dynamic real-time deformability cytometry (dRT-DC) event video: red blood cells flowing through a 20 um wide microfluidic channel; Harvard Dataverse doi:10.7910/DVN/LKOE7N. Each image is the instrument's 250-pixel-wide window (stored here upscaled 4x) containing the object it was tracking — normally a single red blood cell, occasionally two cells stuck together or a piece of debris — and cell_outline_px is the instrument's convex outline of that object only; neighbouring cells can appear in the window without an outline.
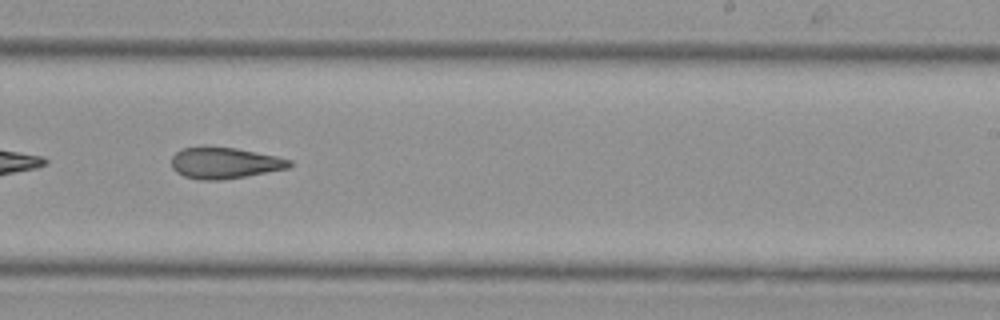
{"species": "Egyptian fruit bat (a non-hibernating species)", "species_latin": "Rousettus aegyptiacus", "temperature_condition": "cold", "stored_images_in_passage": 25, "camera_frame_rate_fps": 3000, "um_per_image_px": 0.085, "animal": {"sex": "female"}, "frame": {"image": 1, "passage_image": 15, "time_ms": 4.667, "image_size_px": [1000, 320], "cell_outline_px": [[292, 164], [288, 168], [244, 176], [220, 180], [200, 180], [184, 176], [176, 172], [172, 168], [172, 156], [180, 148], [236, 148], [276, 156], [292, 160]], "centroid_in_image_um": [19.08, 13.87], "position_along_channel_um": 269.9, "area_um2": 21.04}}
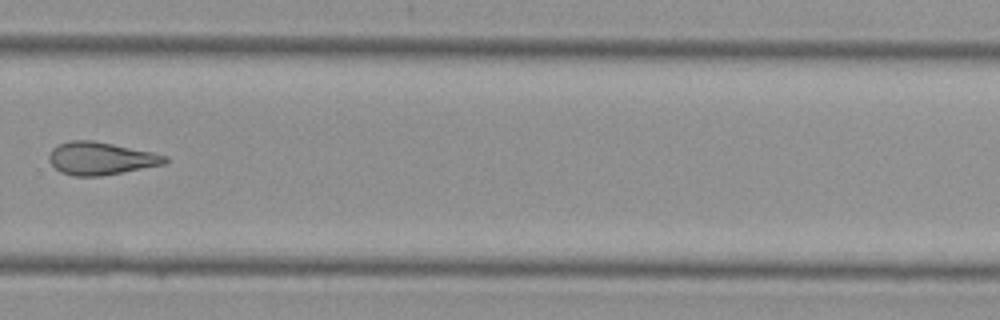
{"frame": {"image": 2, "passage_image": 18, "time_ms": 5.667, "image_size_px": [1000, 320], "cell_outline_px": [[168, 160], [164, 164], [100, 176], [72, 176], [60, 172], [48, 160], [48, 156], [52, 148], [56, 144], [68, 140], [92, 140], [152, 152], [168, 156]], "centroid_in_image_um": [8.51, 13.46], "position_along_channel_um": 321.3, "area_um2": 22.08}}